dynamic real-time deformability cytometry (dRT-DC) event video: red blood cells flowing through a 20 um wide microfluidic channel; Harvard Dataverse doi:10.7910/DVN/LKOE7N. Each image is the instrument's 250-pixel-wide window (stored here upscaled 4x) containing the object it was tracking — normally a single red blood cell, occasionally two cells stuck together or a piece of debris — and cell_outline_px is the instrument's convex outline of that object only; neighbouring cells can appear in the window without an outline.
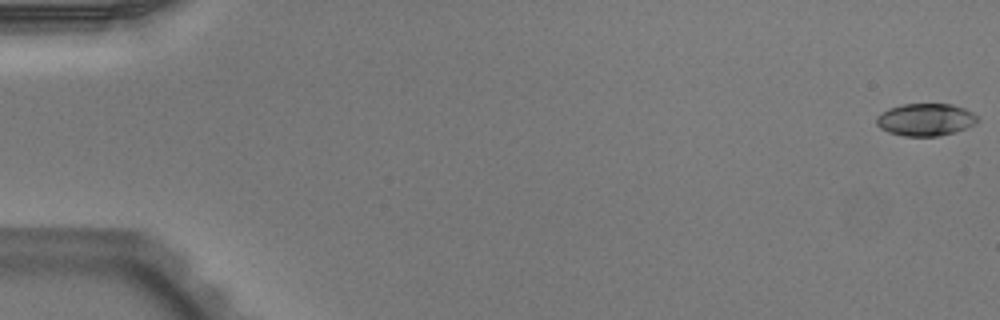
{"species": "Egyptian fruit bat (a non-hibernating species)", "species_latin": "Rousettus aegyptiacus", "temperature_condition": "warm", "stored_images_in_passage": 52, "camera_frame_rate_fps": 3000, "um_per_image_px": 0.085, "animal": {"sex": "male"}, "frame": {"image": 1, "passage_image": 1, "time_ms": 0.0, "image_size_px": [1000, 320], "cell_outline_px": [[980, 120], [976, 124], [968, 128], [956, 132], [940, 136], [904, 136], [888, 132], [880, 128], [876, 124], [876, 116], [880, 112], [888, 108], [900, 104], [952, 104], [964, 108], [980, 116]], "centroid_in_image_um": [78.69, 10.17], "position_along_channel_um": 6.3, "area_um2": 19.54}}
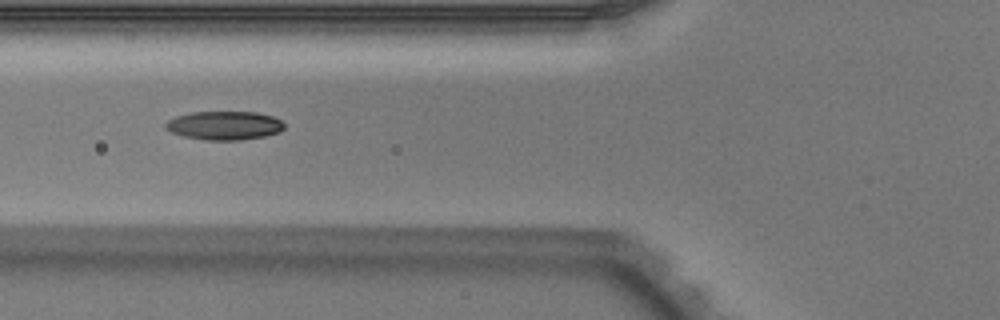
{"frame": {"image": 2, "passage_image": 21, "time_ms": 6.667, "image_size_px": [1000, 320], "cell_outline_px": [[284, 128], [280, 132], [264, 136], [240, 140], [204, 140], [184, 136], [172, 132], [164, 128], [164, 124], [168, 120], [176, 116], [192, 112], [256, 112], [272, 116], [280, 120], [284, 124]], "centroid_in_image_um": [19.06, 10.67], "position_along_channel_um": 106.7, "area_um2": 19.83}}
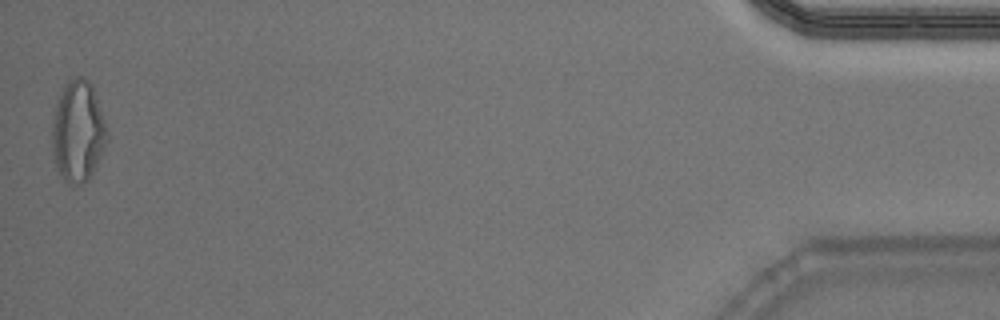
{"frame": {"image": 3, "passage_image": 52, "time_ms": 17.0, "image_size_px": [1000, 320], "cell_outline_px": [[108, 140], [88, 180], [80, 184], [68, 184], [64, 180], [56, 168], [52, 152], [52, 124], [56, 104], [68, 80], [76, 76], [84, 76], [92, 84], [108, 132]], "centroid_in_image_um": [6.62, 11.17], "position_along_channel_um": 428.6, "area_um2": 32.25}, "authors_computed_cell_mechanics": {"area_um2": 19.941, "velocity_mm_per_s": 3.9554, "shape_relaxation_time_tau1_ms": 5.3094, "shape_relaxation_time_tau2_ms": 2.5297, "deformation_change_tau1": 0.1745, "deformation_change_tau2": 0.0688}}